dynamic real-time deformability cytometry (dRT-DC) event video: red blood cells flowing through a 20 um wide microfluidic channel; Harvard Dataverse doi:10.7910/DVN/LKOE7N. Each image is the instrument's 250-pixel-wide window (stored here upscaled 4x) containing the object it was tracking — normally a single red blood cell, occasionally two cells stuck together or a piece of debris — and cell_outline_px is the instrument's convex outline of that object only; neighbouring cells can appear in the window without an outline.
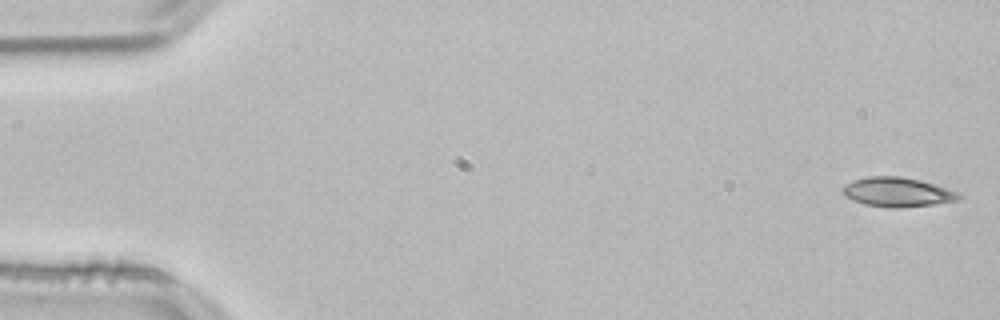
{"species": "common noctule bat (a hibernating species)", "species_latin": "Nyctalus noctula", "temperature_condition": "room temperature", "stored_images_in_passage": 53, "camera_frame_rate_fps": 3000, "um_per_image_px": 0.085, "animal": {"sex": "male", "body_mass_g": 21.5, "forearm_length_mm": 52.0}, "frame": {"image": 1, "passage_image": 1, "time_ms": 0.0, "image_size_px": [1000, 320], "cell_outline_px": [[964, 196], [960, 200], [932, 204], [900, 208], [892, 208], [864, 204], [852, 200], [844, 196], [840, 188], [844, 184], [852, 180], [868, 176], [900, 176], [920, 180], [956, 192]], "centroid_in_image_um": [76.21, 16.33], "position_along_channel_um": 8.8, "area_um2": 19.94}}
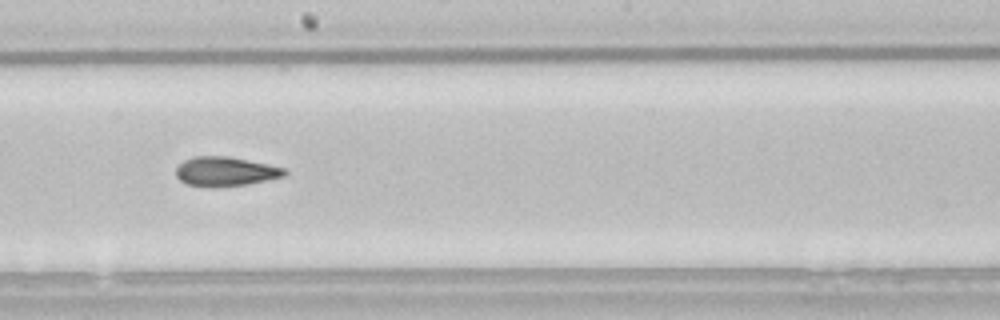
{"frame": {"image": 2, "passage_image": 29, "time_ms": 9.333, "image_size_px": [1000, 320], "cell_outline_px": [[288, 172], [284, 176], [268, 180], [248, 184], [216, 188], [212, 188], [188, 184], [180, 180], [176, 176], [176, 168], [184, 160], [196, 156], [228, 156], [268, 164], [284, 168]], "centroid_in_image_um": [19.16, 14.59], "position_along_channel_um": 229.0, "area_um2": 18.67}}
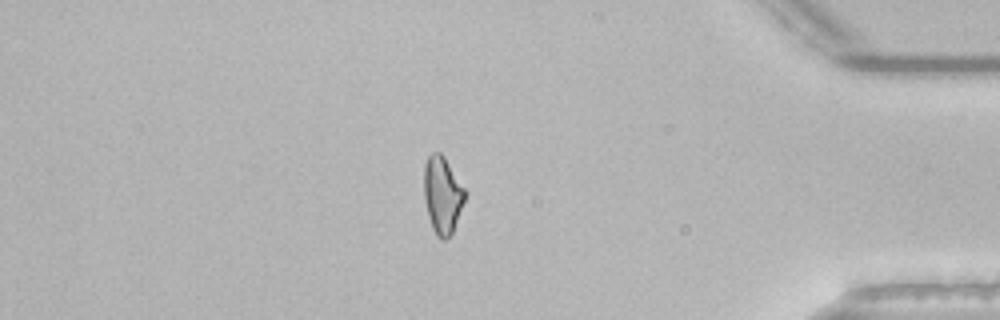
{"frame": {"image": 3, "passage_image": 45, "time_ms": 14.667, "image_size_px": [1000, 320], "cell_outline_px": [[468, 192], [452, 236], [444, 240], [440, 240], [436, 236], [432, 228], [428, 216], [424, 200], [424, 164], [428, 156], [432, 152], [440, 152], [444, 156]], "centroid_in_image_um": [37.62, 16.6], "position_along_channel_um": 397.6, "area_um2": 18.96}, "authors_computed_cell_mechanics": {"area_um2": 18.9584, "velocity_mm_per_s": 3.837, "shape_relaxation_time_tau1_ms": null, "shape_relaxation_time_tau2_ms": 3.6076, "deformation_change_tau1": null, "deformation_change_tau2": 0.1056}}